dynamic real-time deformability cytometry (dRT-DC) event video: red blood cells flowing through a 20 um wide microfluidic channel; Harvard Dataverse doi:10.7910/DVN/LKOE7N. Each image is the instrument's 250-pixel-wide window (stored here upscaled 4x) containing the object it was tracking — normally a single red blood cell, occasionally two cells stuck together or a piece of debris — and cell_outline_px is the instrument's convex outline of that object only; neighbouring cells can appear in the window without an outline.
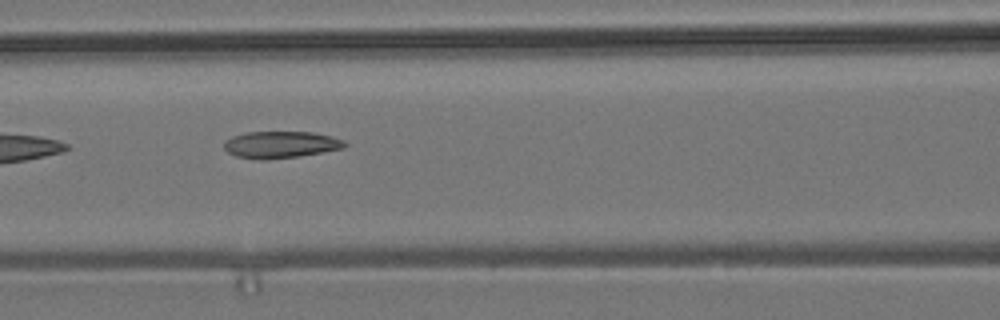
{"species": "common noctule bat (a hibernating species)", "species_latin": "Nyctalus noctula", "temperature_condition": "room temperature", "stored_images_in_passage": 8, "camera_frame_rate_fps": 3000, "um_per_image_px": 0.085, "animal": {"sex": "male", "body_mass_g": 19.2, "forearm_length_mm": 51.8}, "frame": {"image": 1, "passage_image": 7, "time_ms": 7.0, "image_size_px": [1000, 320], "cell_outline_px": [[348, 144], [344, 148], [300, 156], [268, 160], [260, 160], [236, 156], [228, 152], [224, 148], [224, 140], [232, 136], [248, 132], [312, 132], [332, 136], [344, 140]], "centroid_in_image_um": [23.86, 12.3], "position_along_channel_um": 142.7, "area_um2": 19.02}}
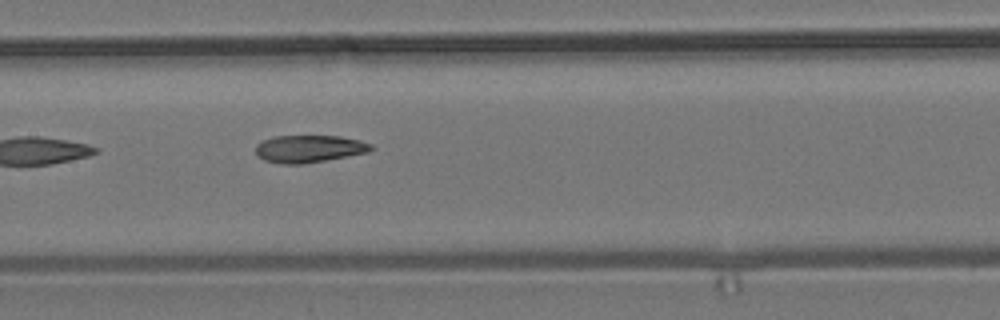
{"frame": {"image": 2, "passage_image": 8, "time_ms": 8.0, "image_size_px": [1000, 320], "cell_outline_px": [[376, 148], [368, 152], [324, 160], [300, 164], [280, 164], [264, 160], [256, 156], [256, 144], [272, 136], [340, 136], [360, 140], [372, 144]], "centroid_in_image_um": [26.26, 12.64], "position_along_channel_um": 181.1, "area_um2": 18.44}}